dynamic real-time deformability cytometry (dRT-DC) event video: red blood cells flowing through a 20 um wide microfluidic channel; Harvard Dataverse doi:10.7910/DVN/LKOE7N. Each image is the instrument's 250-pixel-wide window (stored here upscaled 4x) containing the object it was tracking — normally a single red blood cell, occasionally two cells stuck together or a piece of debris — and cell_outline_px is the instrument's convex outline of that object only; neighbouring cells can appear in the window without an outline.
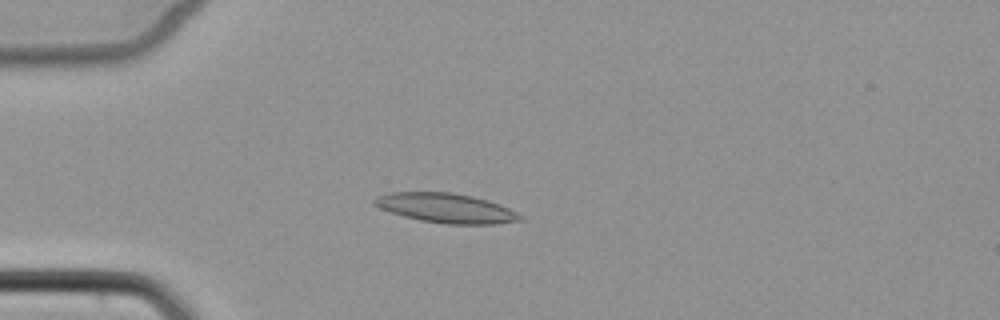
{"species": "common noctule bat (a hibernating species)", "species_latin": "Nyctalus noctula", "temperature_condition": "cold", "stored_images_in_passage": 4, "camera_frame_rate_fps": 3000, "um_per_image_px": 0.085, "animal": {"sex": "female", "body_mass_g": 22.7, "forearm_length_mm": 54.2}, "frame": {"image": 1, "passage_image": 4, "time_ms": 4.333, "image_size_px": [1000, 320], "cell_outline_px": [[524, 220], [496, 224], [448, 224], [420, 220], [404, 216], [380, 208], [372, 204], [372, 200], [376, 196], [388, 192], [452, 192], [472, 196], [488, 200], [500, 204], [524, 216]], "centroid_in_image_um": [37.92, 17.68], "position_along_channel_um": 47.1, "area_um2": 25.2}}